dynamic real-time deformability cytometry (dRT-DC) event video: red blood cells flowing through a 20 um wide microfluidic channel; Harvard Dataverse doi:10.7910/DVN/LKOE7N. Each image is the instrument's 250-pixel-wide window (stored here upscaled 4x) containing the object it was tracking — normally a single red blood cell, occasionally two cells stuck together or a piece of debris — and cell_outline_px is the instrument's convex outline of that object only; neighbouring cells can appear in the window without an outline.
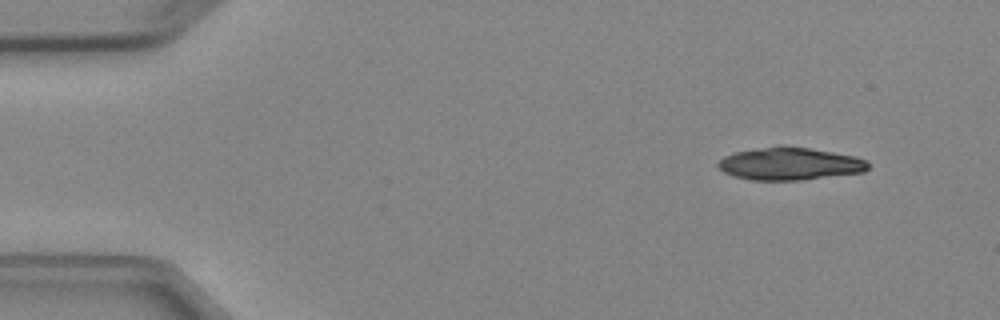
{"species": "Egyptian fruit bat (a non-hibernating species)", "species_latin": "Rousettus aegyptiacus", "temperature_condition": "cold", "stored_images_in_passage": 6, "segment_of_instrument_passage": [2, 2], "camera_frame_rate_fps": 3000, "um_per_image_px": 0.085, "animal": {"sex": "female"}, "frame": {"image": 1, "passage_image": 6, "time_ms": 6.0, "image_size_px": [1000, 320], "cell_outline_px": [[868, 168], [864, 172], [800, 180], [752, 180], [732, 176], [724, 172], [716, 164], [724, 156], [736, 152], [780, 144], [808, 148], [832, 152], [852, 156], [868, 160]], "centroid_in_image_um": [67.11, 13.91], "position_along_channel_um": 17.9, "area_um2": 28.5}}